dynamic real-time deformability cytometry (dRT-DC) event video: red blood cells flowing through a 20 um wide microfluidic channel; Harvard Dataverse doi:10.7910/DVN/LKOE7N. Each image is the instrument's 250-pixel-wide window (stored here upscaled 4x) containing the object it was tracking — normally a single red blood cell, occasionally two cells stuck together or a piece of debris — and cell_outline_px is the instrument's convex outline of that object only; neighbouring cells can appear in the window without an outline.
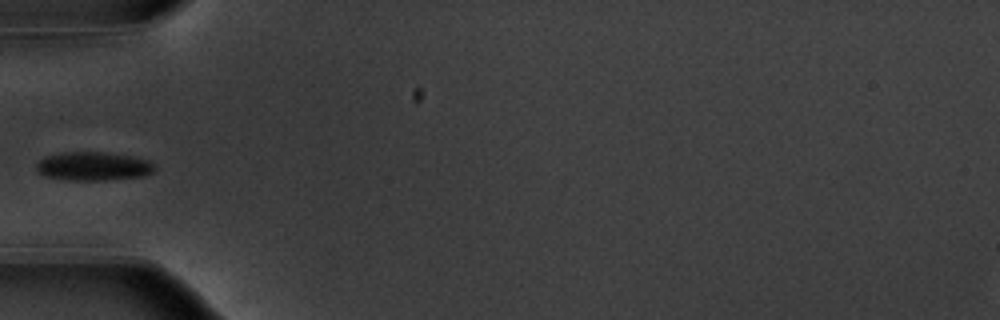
{"species": "common noctule bat (a hibernating species)", "species_latin": "Nyctalus noctula", "temperature_condition": "warm", "stored_images_in_passage": 25, "camera_frame_rate_fps": 3000, "um_per_image_px": 0.085, "animal": {"sex": "male", "body_mass_g": 20.1, "forearm_length_mm": 53.5}, "frame": {"image": 1, "passage_image": 1, "time_ms": 0.0, "image_size_px": [1000, 320], "cell_outline_px": [[156, 168], [152, 172], [144, 176], [104, 180], [68, 180], [44, 176], [36, 168], [36, 164], [44, 156], [60, 152], [108, 152], [132, 156], [148, 160]], "centroid_in_image_um": [7.92, 14.12], "position_along_channel_um": 77.1, "area_um2": 19.83}}